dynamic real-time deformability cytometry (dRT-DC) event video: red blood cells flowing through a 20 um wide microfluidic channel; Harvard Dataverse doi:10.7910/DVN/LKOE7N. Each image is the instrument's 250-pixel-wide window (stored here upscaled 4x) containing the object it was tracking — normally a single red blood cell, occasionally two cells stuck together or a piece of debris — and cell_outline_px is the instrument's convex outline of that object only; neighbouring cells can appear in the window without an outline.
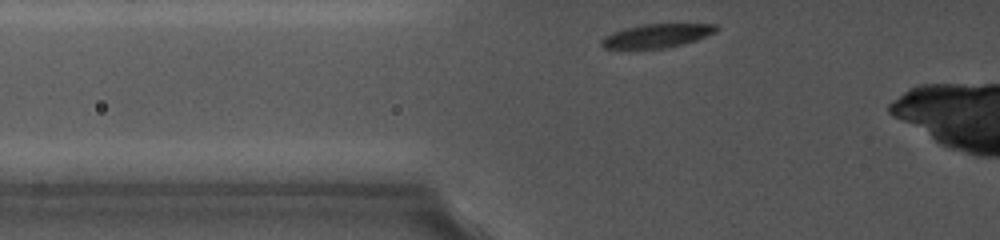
{"species": "common noctule bat (a hibernating species)", "species_latin": "Nyctalus noctula", "temperature_condition": "cold", "stored_images_in_passage": 25, "camera_frame_rate_fps": 5000, "um_per_image_px": 0.085, "animal": {"sex": "female", "body_mass_g": 19.0, "forearm_length_mm": 56.7}, "frame": {"image": 1, "passage_image": 2, "time_ms": 0.4, "image_size_px": [1000, 240], "cell_outline_px": [[720, 28], [716, 32], [696, 40], [684, 44], [664, 48], [604, 48], [600, 44], [600, 40], [604, 36], [612, 32], [624, 28], [640, 24], [716, 24]], "centroid_in_image_um": [55.83, 3.03], "position_along_channel_um": 70.0, "area_um2": 15.9}}
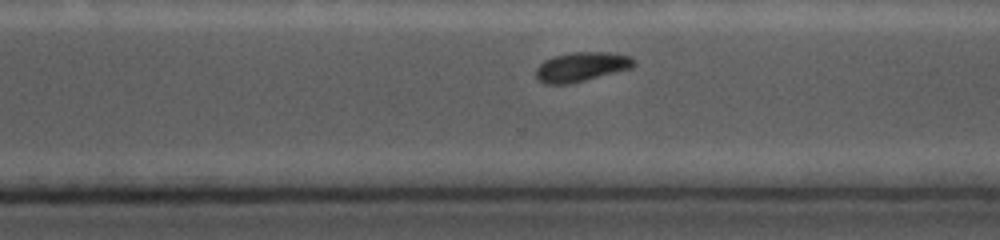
{"frame": {"image": 2, "passage_image": 18, "time_ms": 7.4, "image_size_px": [1000, 240], "cell_outline_px": [[636, 64], [632, 68], [568, 84], [544, 84], [536, 80], [536, 68], [544, 60], [556, 56], [572, 52], [608, 52], [628, 56], [636, 60]], "centroid_in_image_um": [49.4, 5.68], "position_along_channel_um": 321.2, "area_um2": 16.7}}
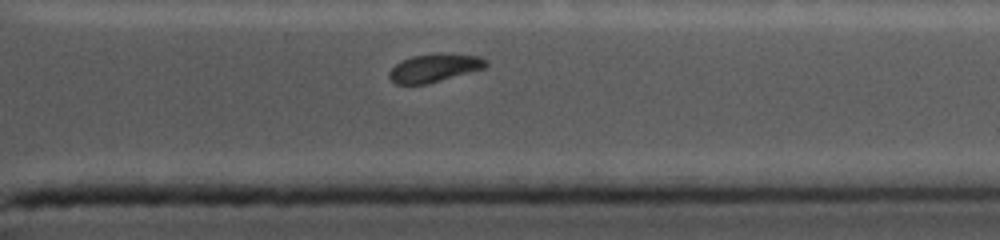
{"frame": {"image": 3, "passage_image": 21, "time_ms": 8.8, "image_size_px": [1000, 240], "cell_outline_px": [[488, 64], [484, 68], [440, 80], [424, 84], [396, 84], [388, 76], [388, 72], [396, 64], [412, 56], [436, 52], [480, 56], [488, 60]], "centroid_in_image_um": [36.93, 5.75], "position_along_channel_um": 374.5, "area_um2": 15.78}}